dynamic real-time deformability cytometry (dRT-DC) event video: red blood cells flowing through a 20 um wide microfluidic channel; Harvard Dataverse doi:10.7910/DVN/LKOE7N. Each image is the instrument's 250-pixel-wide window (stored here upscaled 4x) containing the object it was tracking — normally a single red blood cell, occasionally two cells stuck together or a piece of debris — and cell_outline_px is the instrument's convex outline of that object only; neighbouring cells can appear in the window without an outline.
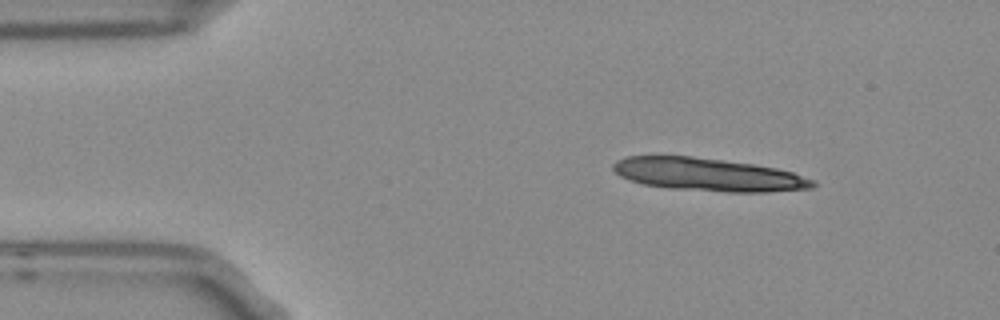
{"species": "Egyptian fruit bat (a non-hibernating species)", "species_latin": "Rousettus aegyptiacus", "temperature_condition": "room temperature", "stored_images_in_passage": 3, "camera_frame_rate_fps": 3000, "um_per_image_px": 0.085, "frame": {"image": 1, "passage_image": 1, "time_ms": 0.0, "image_size_px": [1000, 320], "cell_outline_px": [[816, 184], [812, 188], [768, 192], [728, 192], [668, 188], [644, 184], [628, 180], [620, 176], [612, 168], [612, 164], [616, 160], [628, 156], [692, 156], [752, 164], [776, 168], [792, 172], [816, 180]], "centroid_in_image_um": [60.2, 14.84], "position_along_channel_um": 24.8, "area_um2": 38.32}}